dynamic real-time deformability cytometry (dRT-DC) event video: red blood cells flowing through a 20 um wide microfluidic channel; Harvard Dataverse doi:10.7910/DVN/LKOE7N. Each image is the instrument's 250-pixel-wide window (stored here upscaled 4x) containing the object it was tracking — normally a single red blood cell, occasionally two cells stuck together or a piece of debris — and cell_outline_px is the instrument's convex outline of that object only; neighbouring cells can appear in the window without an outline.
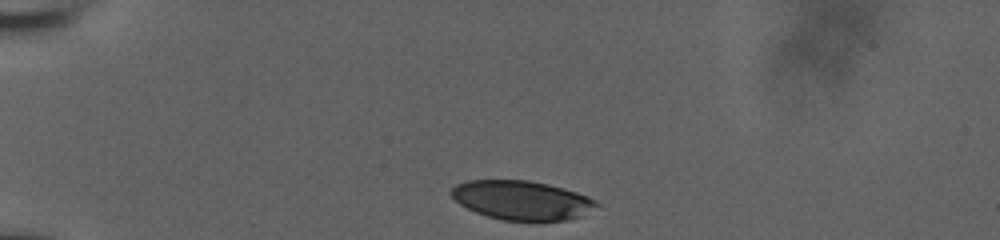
{"species": "human", "species_latin": "Homo sapiens", "temperature_condition": "room temperature", "stored_images_in_passage": 34, "camera_frame_rate_fps": 3000, "um_per_image_px": 0.085, "donor": {"sex": "male"}, "frame": {"image": 1, "passage_image": 1, "time_ms": 0.0, "image_size_px": [1000, 240], "cell_outline_px": [[600, 204], [580, 216], [568, 220], [528, 224], [500, 220], [476, 212], [460, 204], [448, 192], [456, 184], [468, 180], [528, 180], [548, 184], [576, 192], [588, 196], [596, 200]], "centroid_in_image_um": [44.36, 17.06], "position_along_channel_um": 40.6, "area_um2": 33.87}}
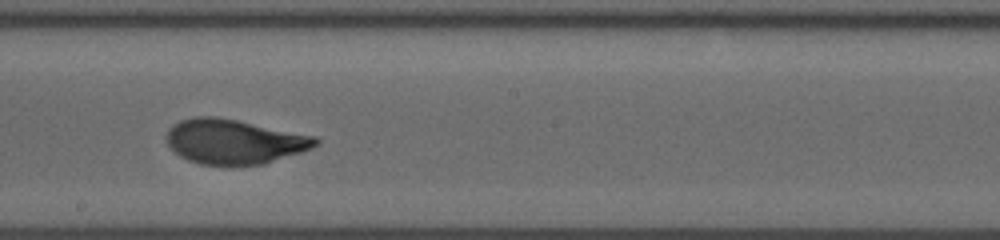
{"frame": {"image": 2, "passage_image": 20, "time_ms": 6.333, "image_size_px": [1000, 240], "cell_outline_px": [[320, 144], [312, 148], [264, 164], [200, 164], [188, 160], [180, 156], [168, 144], [168, 128], [172, 124], [180, 120], [196, 116], [216, 116], [316, 136], [320, 140]], "centroid_in_image_um": [19.92, 12.02], "position_along_channel_um": 228.3, "area_um2": 38.44}}
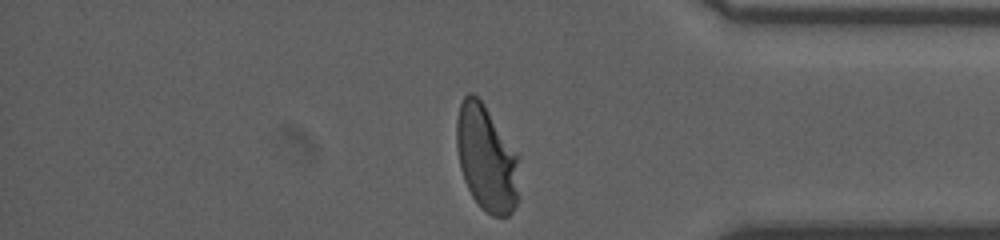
{"frame": {"image": 3, "passage_image": 34, "time_ms": 11.0, "image_size_px": [1000, 240], "cell_outline_px": [[520, 196], [512, 212], [508, 216], [492, 216], [484, 212], [480, 208], [472, 196], [464, 180], [460, 168], [456, 148], [456, 120], [460, 104], [464, 96], [468, 92], [472, 92], [484, 104], [520, 156]], "centroid_in_image_um": [41.38, 13.49], "position_along_channel_um": 393.8, "area_um2": 39.71}, "authors_computed_cell_mechanics": {"area_um2": 38.4081, "velocity_mm_per_s": 3.8612, "shape_relaxation_time_tau1_ms": 3.6617, "shape_relaxation_time_tau2_ms": null, "deformation_change_tau1": 0.1893, "deformation_change_tau2": null}}